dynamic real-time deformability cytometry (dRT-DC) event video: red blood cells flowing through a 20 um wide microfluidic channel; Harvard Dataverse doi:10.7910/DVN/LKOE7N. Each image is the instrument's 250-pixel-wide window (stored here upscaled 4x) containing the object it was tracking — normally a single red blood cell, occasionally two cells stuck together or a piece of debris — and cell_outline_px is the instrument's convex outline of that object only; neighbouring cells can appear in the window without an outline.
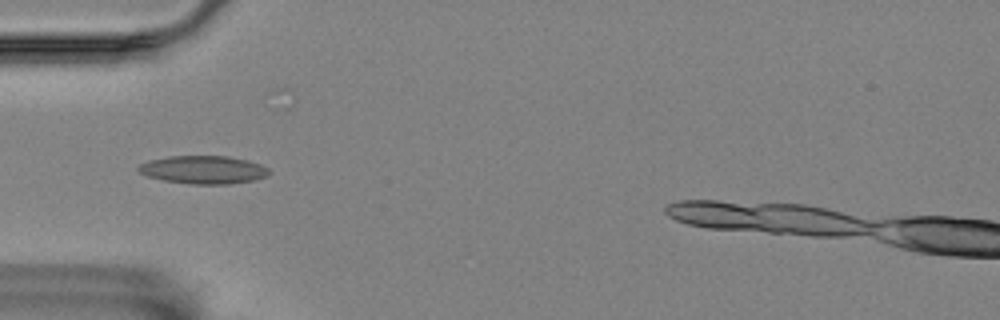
{"species": "Egyptian fruit bat (a non-hibernating species)", "species_latin": "Rousettus aegyptiacus", "temperature_condition": "room temperature", "stored_images_in_passage": 5, "camera_frame_rate_fps": 3000, "um_per_image_px": 0.085, "animal": {"sex": "female"}, "frame": {"image": 1, "passage_image": 4, "time_ms": 1.0, "image_size_px": [1000, 320], "cell_outline_px": [[272, 172], [268, 176], [256, 180], [228, 184], [192, 184], [164, 180], [148, 176], [140, 172], [136, 168], [140, 164], [148, 160], [168, 156], [228, 156], [248, 160], [260, 164], [268, 168]], "centroid_in_image_um": [17.33, 14.42], "position_along_channel_um": 67.7, "area_um2": 21.5}}